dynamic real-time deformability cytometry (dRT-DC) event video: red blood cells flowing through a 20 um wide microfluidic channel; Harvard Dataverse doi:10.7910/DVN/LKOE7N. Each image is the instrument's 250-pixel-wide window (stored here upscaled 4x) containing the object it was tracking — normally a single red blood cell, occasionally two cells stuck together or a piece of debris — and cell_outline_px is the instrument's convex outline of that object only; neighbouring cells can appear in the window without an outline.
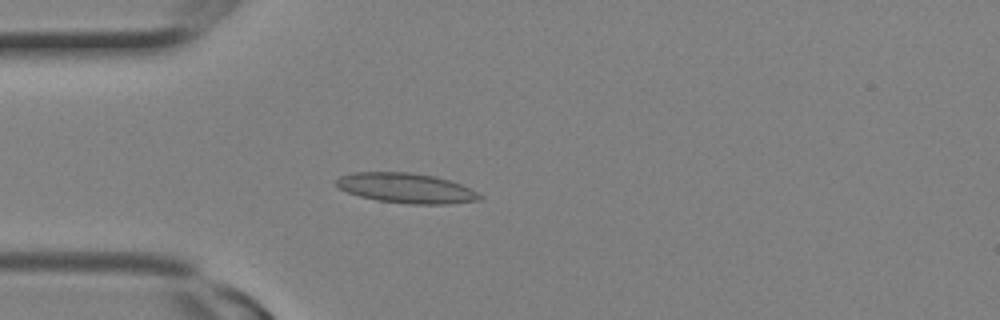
{"species": "Egyptian fruit bat (a non-hibernating species)", "species_latin": "Rousettus aegyptiacus", "temperature_condition": "room temperature", "stored_images_in_passage": 21, "camera_frame_rate_fps": 3000, "um_per_image_px": 0.085, "animal": {"sex": "female"}, "frame": {"image": 1, "passage_image": 3, "time_ms": 0.667, "image_size_px": [1000, 320], "cell_outline_px": [[484, 196], [480, 200], [448, 204], [412, 204], [376, 200], [360, 196], [348, 192], [340, 188], [336, 184], [336, 180], [340, 176], [352, 172], [408, 172], [436, 176], [460, 184]], "centroid_in_image_um": [34.53, 15.99], "position_along_channel_um": 50.5, "area_um2": 24.91}}
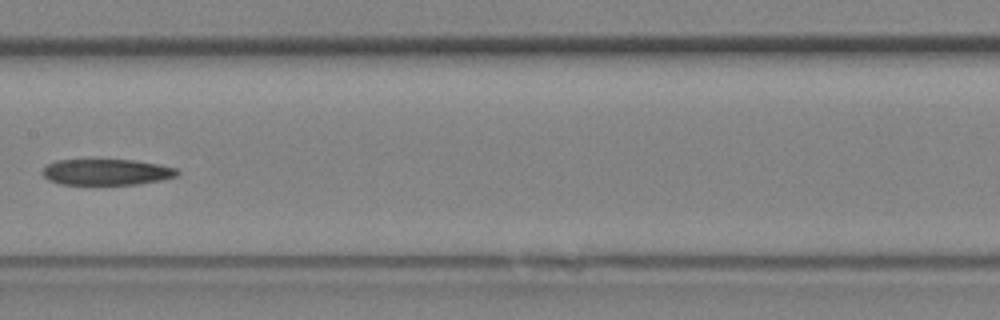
{"frame": {"image": 2, "passage_image": 9, "time_ms": 2.667, "image_size_px": [1000, 320], "cell_outline_px": [[180, 172], [176, 176], [160, 180], [140, 184], [60, 184], [48, 180], [40, 172], [48, 164], [56, 160], [132, 160], [160, 164], [176, 168]], "centroid_in_image_um": [9.05, 14.62], "position_along_channel_um": 198.3, "area_um2": 20.4}}
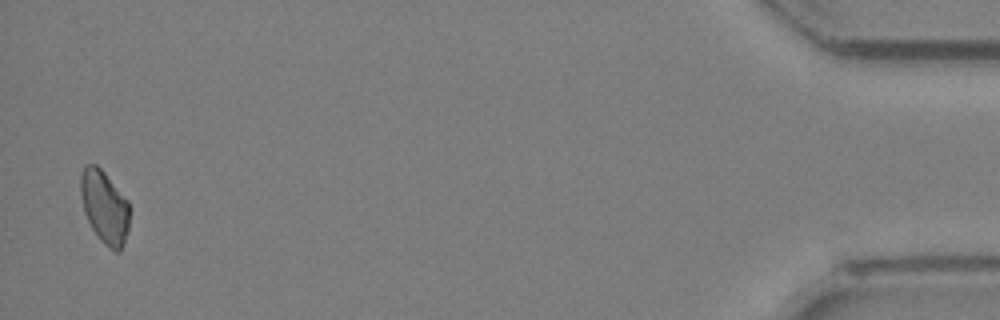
{"frame": {"image": 3, "passage_image": 21, "time_ms": 6.667, "image_size_px": [1000, 320], "cell_outline_px": [[132, 208], [128, 228], [124, 244], [120, 252], [116, 252], [108, 248], [100, 240], [92, 228], [84, 212], [80, 196], [80, 172], [84, 164], [96, 164], [104, 172], [128, 200]], "centroid_in_image_um": [8.9, 17.59], "position_along_channel_um": 426.3, "area_um2": 21.33}}